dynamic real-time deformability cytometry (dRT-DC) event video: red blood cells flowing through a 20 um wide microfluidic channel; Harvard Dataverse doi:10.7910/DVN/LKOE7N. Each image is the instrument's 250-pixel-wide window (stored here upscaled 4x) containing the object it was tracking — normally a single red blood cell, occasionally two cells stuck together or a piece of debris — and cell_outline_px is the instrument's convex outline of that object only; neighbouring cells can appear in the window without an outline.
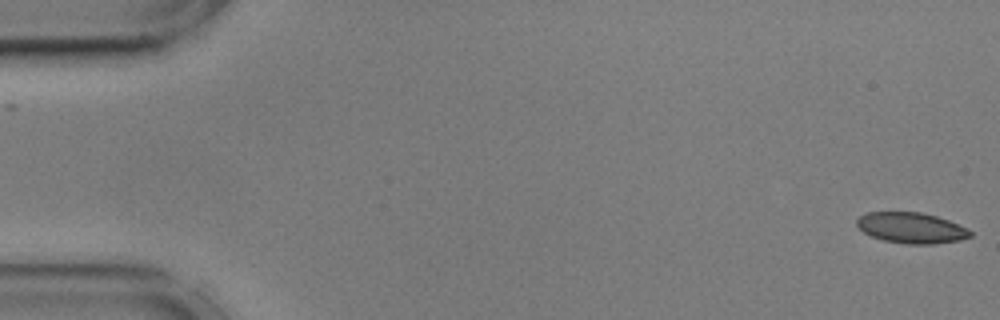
{"species": "common noctule bat (a hibernating species)", "species_latin": "Nyctalus noctula", "temperature_condition": "cold", "stored_images_in_passage": 4, "camera_frame_rate_fps": 3000, "um_per_image_px": 0.085, "animal": {"sex": "male", "body_mass_g": 17.9, "forearm_length_mm": 54.2}, "frame": {"image": 1, "passage_image": 1, "time_ms": 0.0, "image_size_px": [1000, 320], "cell_outline_px": [[972, 236], [960, 240], [936, 244], [908, 244], [884, 240], [872, 236], [864, 232], [856, 224], [856, 220], [860, 216], [868, 212], [920, 212], [936, 216], [948, 220], [968, 228], [972, 232]], "centroid_in_image_um": [77.49, 19.37], "position_along_channel_um": 7.5, "area_um2": 20.29}}